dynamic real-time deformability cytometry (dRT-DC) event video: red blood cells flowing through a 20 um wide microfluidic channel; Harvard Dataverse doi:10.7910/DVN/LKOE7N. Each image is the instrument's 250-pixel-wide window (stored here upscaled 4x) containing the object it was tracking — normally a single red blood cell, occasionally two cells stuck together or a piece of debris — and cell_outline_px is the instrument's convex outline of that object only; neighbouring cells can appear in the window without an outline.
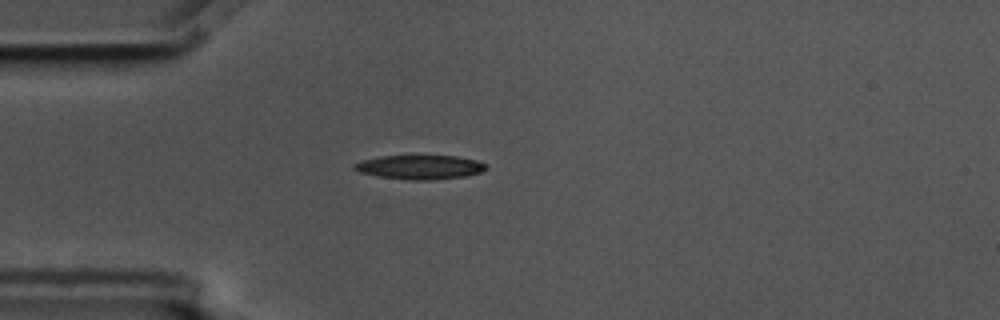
{"species": "common noctule bat (a hibernating species)", "species_latin": "Nyctalus noctula", "temperature_condition": "cold", "stored_images_in_passage": 2, "camera_frame_rate_fps": 3000, "um_per_image_px": 0.085, "animal": {"sex": "male", "body_mass_g": 17.5, "forearm_length_mm": 52.3}, "frame": {"image": 1, "passage_image": 1, "time_ms": 0.0, "image_size_px": [1000, 320], "cell_outline_px": [[488, 168], [480, 172], [464, 176], [432, 180], [412, 180], [380, 176], [360, 172], [352, 168], [352, 164], [360, 160], [380, 156], [408, 152], [456, 156], [476, 160], [484, 164]], "centroid_in_image_um": [35.63, 14.14], "position_along_channel_um": 49.4, "area_um2": 19.48}}